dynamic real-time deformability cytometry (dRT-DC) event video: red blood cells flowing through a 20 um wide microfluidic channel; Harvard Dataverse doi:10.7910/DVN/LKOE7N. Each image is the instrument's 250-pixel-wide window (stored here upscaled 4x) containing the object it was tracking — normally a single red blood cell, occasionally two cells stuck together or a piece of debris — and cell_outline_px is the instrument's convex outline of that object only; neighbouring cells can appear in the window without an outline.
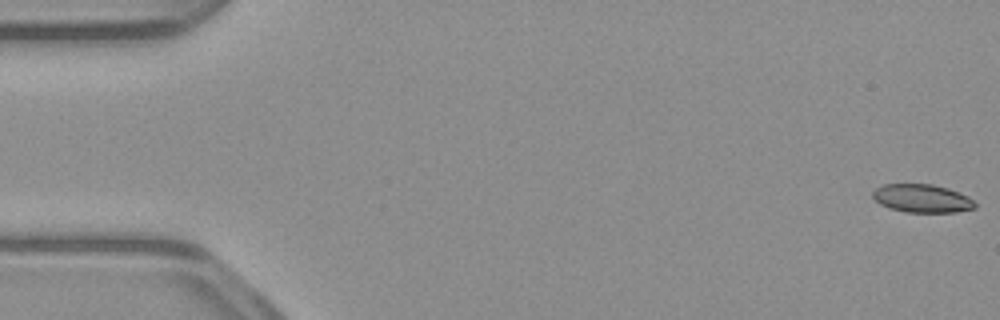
{"species": "common noctule bat (a hibernating species)", "species_latin": "Nyctalus noctula", "temperature_condition": "warm", "stored_images_in_passage": 53, "camera_frame_rate_fps": 3000, "um_per_image_px": 0.085, "animal": {"sex": "male", "body_mass_g": 23.1, "forearm_length_mm": 52.7}, "frame": {"image": 1, "passage_image": 1, "time_ms": 0.0, "image_size_px": [1000, 320], "cell_outline_px": [[976, 208], [956, 212], [904, 212], [888, 208], [880, 204], [872, 196], [872, 192], [876, 188], [884, 184], [932, 184], [948, 188], [968, 196], [976, 204]], "centroid_in_image_um": [78.37, 16.87], "position_along_channel_um": 6.6, "area_um2": 16.88}}
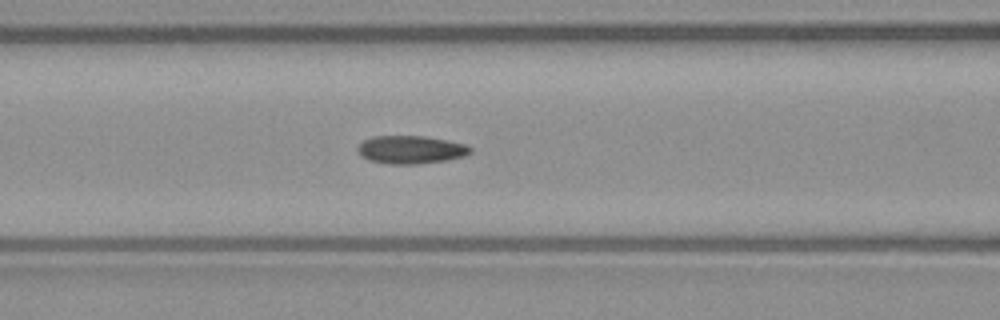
{"frame": {"image": 2, "passage_image": 22, "time_ms": 7.0, "image_size_px": [1000, 320], "cell_outline_px": [[472, 152], [468, 156], [448, 160], [416, 164], [388, 164], [368, 160], [360, 156], [356, 148], [364, 140], [372, 136], [424, 136], [448, 140], [468, 144], [472, 148]], "centroid_in_image_um": [34.96, 12.72], "position_along_channel_um": 131.6, "area_um2": 18.79}}
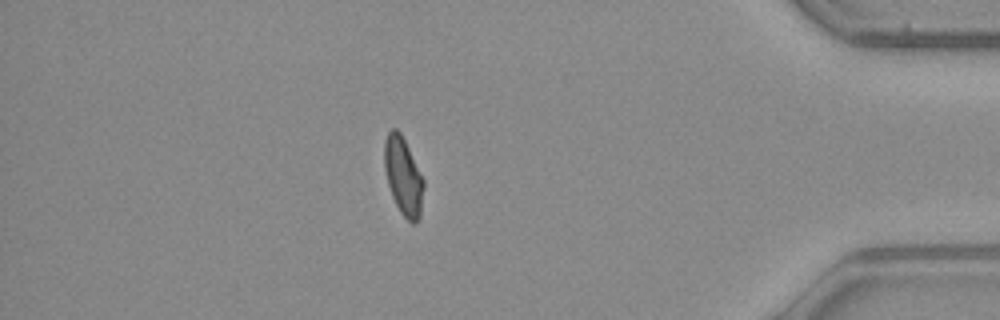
{"frame": {"image": 3, "passage_image": 46, "time_ms": 15.0, "image_size_px": [1000, 320], "cell_outline_px": [[424, 188], [420, 216], [416, 224], [412, 224], [400, 212], [392, 196], [388, 184], [384, 168], [384, 140], [388, 132], [392, 128], [396, 128], [400, 132], [424, 180]], "centroid_in_image_um": [34.27, 14.99], "position_along_channel_um": 400.9, "area_um2": 17.74}, "authors_computed_cell_mechanics": {"area_um2": 18.0336, "velocity_mm_per_s": 3.9262, "shape_relaxation_time_tau1_ms": 4.1645, "shape_relaxation_time_tau2_ms": 1.6066, "deformation_change_tau1": 0.1346, "deformation_change_tau2": 0.0783}}